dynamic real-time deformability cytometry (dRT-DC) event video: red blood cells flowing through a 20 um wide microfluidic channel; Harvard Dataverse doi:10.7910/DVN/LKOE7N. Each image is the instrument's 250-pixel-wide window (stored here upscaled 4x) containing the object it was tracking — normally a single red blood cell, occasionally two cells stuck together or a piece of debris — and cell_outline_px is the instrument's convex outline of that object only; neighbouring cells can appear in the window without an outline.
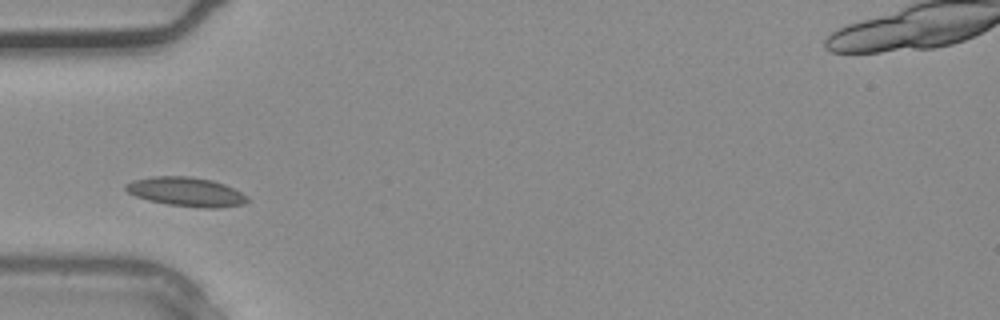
{"species": "common noctule bat (a hibernating species)", "species_latin": "Nyctalus noctula", "temperature_condition": "warm", "stored_images_in_passage": 27, "camera_frame_rate_fps": 3000, "um_per_image_px": 0.085, "animal": {"sex": "male", "body_mass_g": 20.4}, "frame": {"image": 1, "passage_image": 5, "time_ms": 1.333, "image_size_px": [1000, 320], "cell_outline_px": [[248, 200], [244, 204], [216, 208], [204, 208], [168, 204], [148, 200], [136, 196], [128, 192], [124, 188], [124, 184], [132, 180], [152, 176], [192, 176], [212, 180], [224, 184], [248, 196]], "centroid_in_image_um": [15.8, 16.29], "position_along_channel_um": 69.2, "area_um2": 20.63}}